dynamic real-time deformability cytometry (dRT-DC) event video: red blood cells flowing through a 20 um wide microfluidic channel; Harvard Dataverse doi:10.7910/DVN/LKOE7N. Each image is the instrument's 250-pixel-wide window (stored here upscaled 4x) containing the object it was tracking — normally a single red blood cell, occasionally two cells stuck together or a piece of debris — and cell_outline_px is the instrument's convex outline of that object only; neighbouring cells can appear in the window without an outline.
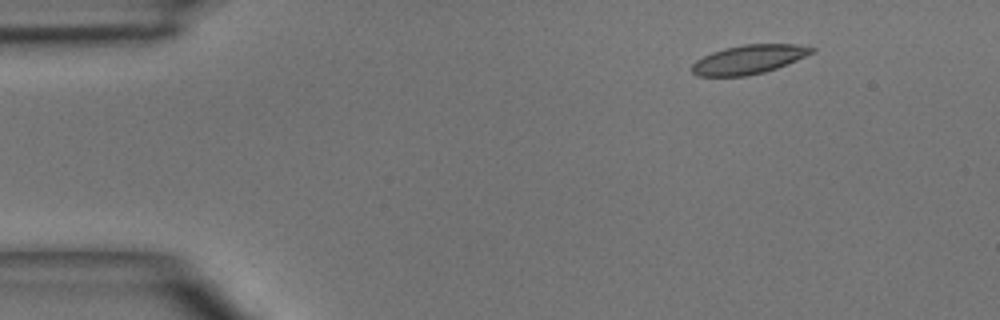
{"species": "common noctule bat (a hibernating species)", "species_latin": "Nyctalus noctula", "temperature_condition": "room temperature", "stored_images_in_passage": 3, "camera_frame_rate_fps": 3000, "um_per_image_px": 0.085, "animal": {"sex": "male", "body_mass_g": 15.6}, "frame": {"image": 1, "passage_image": 1, "time_ms": 0.0, "image_size_px": [1000, 320], "cell_outline_px": [[816, 52], [776, 68], [764, 72], [744, 76], [696, 76], [688, 68], [696, 60], [712, 52], [724, 48], [744, 44], [796, 44], [816, 48]], "centroid_in_image_um": [63.62, 5.05], "position_along_channel_um": 21.4, "area_um2": 20.29}}